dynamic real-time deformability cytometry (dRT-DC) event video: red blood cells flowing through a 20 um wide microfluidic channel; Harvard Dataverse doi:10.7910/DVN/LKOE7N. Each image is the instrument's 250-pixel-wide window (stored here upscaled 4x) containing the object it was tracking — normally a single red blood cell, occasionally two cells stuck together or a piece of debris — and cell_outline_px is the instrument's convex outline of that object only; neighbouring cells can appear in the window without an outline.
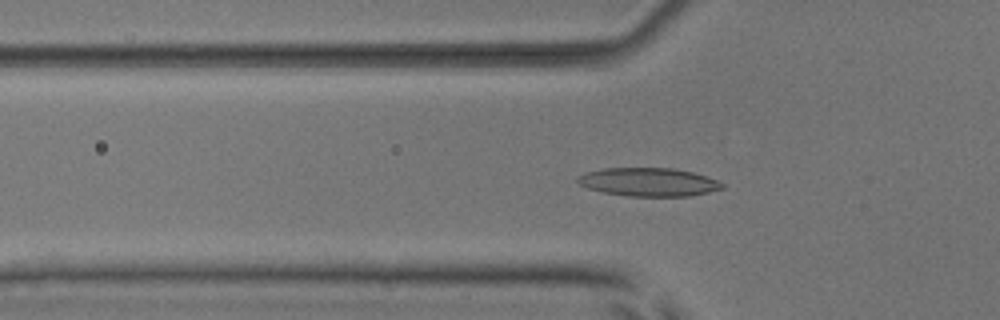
{"species": "common noctule bat (a hibernating species)", "species_latin": "Nyctalus noctula", "temperature_condition": "room temperature", "stored_images_in_passage": 53, "segment_of_instrument_passage": [1, 2], "camera_frame_rate_fps": 3000, "um_per_image_px": 0.085, "animal": {"sex": "male", "body_mass_g": 17.9, "forearm_length_mm": 54.2}, "frame": {"image": 1, "passage_image": 17, "time_ms": 5.333, "image_size_px": [1000, 320], "cell_outline_px": [[724, 188], [692, 196], [628, 196], [604, 192], [588, 188], [580, 184], [576, 180], [584, 172], [604, 168], [676, 168], [692, 172], [716, 180], [724, 184]], "centroid_in_image_um": [55.13, 15.47], "position_along_channel_um": 70.7, "area_um2": 23.81}}
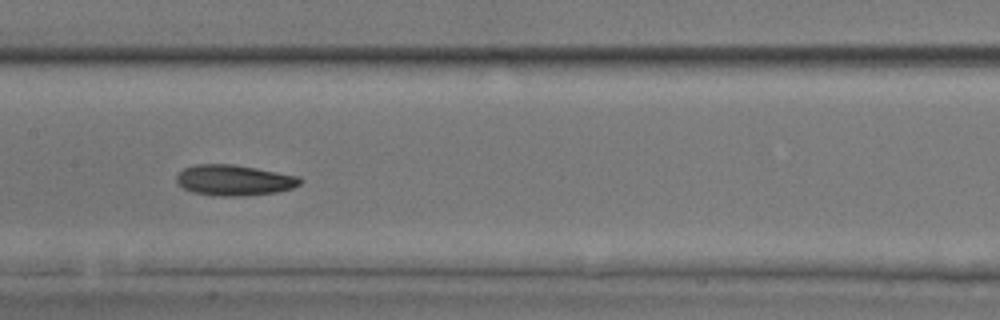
{"frame": {"image": 2, "passage_image": 26, "time_ms": 8.333, "image_size_px": [1000, 320], "cell_outline_px": [[304, 180], [300, 184], [292, 188], [276, 192], [244, 196], [220, 196], [192, 192], [184, 188], [176, 180], [176, 176], [184, 168], [196, 164], [232, 164], [256, 168], [300, 176]], "centroid_in_image_um": [19.93, 15.31], "position_along_channel_um": 187.5, "area_um2": 22.08}}
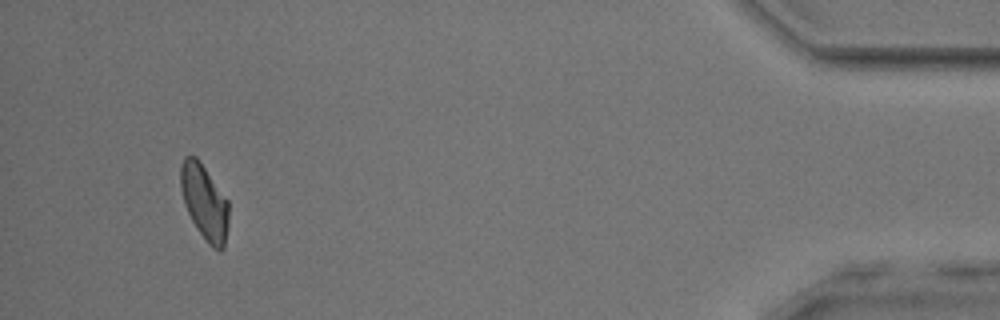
{"frame": {"image": 3, "passage_image": 49, "time_ms": 16.0, "image_size_px": [1000, 320], "cell_outline_px": [[228, 228], [224, 248], [220, 252], [212, 248], [208, 244], [196, 228], [184, 204], [180, 188], [180, 164], [184, 156], [196, 156], [200, 160], [228, 200]], "centroid_in_image_um": [17.37, 17.18], "position_along_channel_um": 417.8, "area_um2": 21.39}}